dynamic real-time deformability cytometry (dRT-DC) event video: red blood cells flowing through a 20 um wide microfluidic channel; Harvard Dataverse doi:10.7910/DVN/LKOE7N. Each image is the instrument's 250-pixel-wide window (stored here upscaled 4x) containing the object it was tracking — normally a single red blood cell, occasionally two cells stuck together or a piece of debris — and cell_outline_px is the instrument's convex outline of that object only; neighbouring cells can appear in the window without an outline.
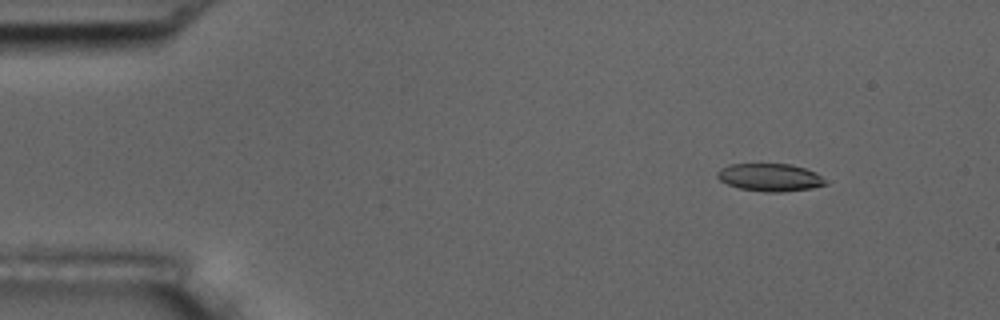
{"species": "common noctule bat (a hibernating species)", "species_latin": "Nyctalus noctula", "temperature_condition": "room temperature", "stored_images_in_passage": 55, "camera_frame_rate_fps": 3000, "um_per_image_px": 0.085, "animal": {"sex": "male", "body_mass_g": 17.5, "forearm_length_mm": 52.3}, "frame": {"image": 1, "passage_image": 6, "time_ms": 1.667, "image_size_px": [1000, 320], "cell_outline_px": [[828, 184], [812, 188], [780, 192], [764, 192], [740, 188], [728, 184], [720, 180], [716, 176], [716, 172], [720, 168], [728, 164], [792, 164], [816, 172]], "centroid_in_image_um": [65.42, 15.07], "position_along_channel_um": 19.6, "area_um2": 17.46}}
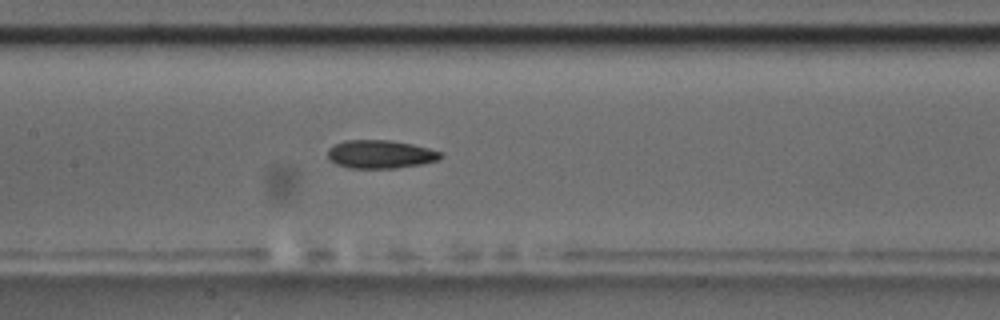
{"frame": {"image": 2, "passage_image": 26, "time_ms": 8.333, "image_size_px": [1000, 320], "cell_outline_px": [[444, 156], [440, 160], [424, 164], [396, 168], [348, 168], [336, 164], [328, 160], [328, 148], [344, 140], [388, 140], [412, 144], [444, 152]], "centroid_in_image_um": [32.37, 13.12], "position_along_channel_um": 175.0, "area_um2": 18.9}}
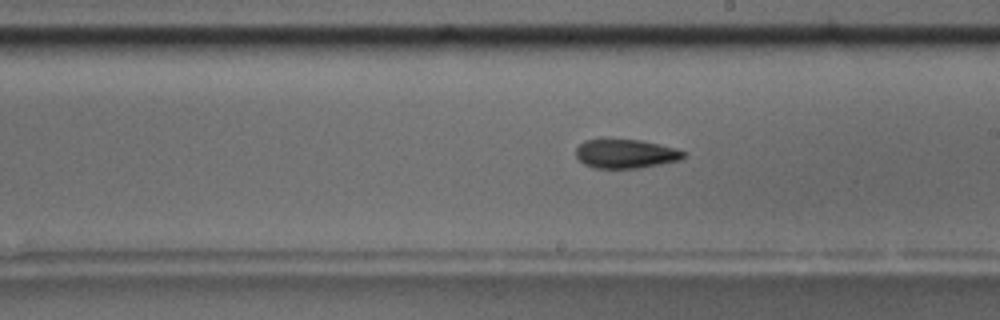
{"frame": {"image": 3, "passage_image": 31, "time_ms": 10.0, "image_size_px": [1000, 320], "cell_outline_px": [[684, 156], [680, 160], [640, 168], [596, 168], [584, 164], [576, 156], [576, 148], [584, 140], [640, 140], [672, 148], [684, 152]], "centroid_in_image_um": [53.14, 13.08], "position_along_channel_um": 235.9, "area_um2": 17.74}, "authors_computed_cell_mechanics": {"area_um2": 18.6694, "velocity_mm_per_s": 3.6645, "shape_relaxation_time_tau1_ms": null, "shape_relaxation_time_tau2_ms": 6.5833, "deformation_change_tau1": null, "deformation_change_tau2": 0.1582}}